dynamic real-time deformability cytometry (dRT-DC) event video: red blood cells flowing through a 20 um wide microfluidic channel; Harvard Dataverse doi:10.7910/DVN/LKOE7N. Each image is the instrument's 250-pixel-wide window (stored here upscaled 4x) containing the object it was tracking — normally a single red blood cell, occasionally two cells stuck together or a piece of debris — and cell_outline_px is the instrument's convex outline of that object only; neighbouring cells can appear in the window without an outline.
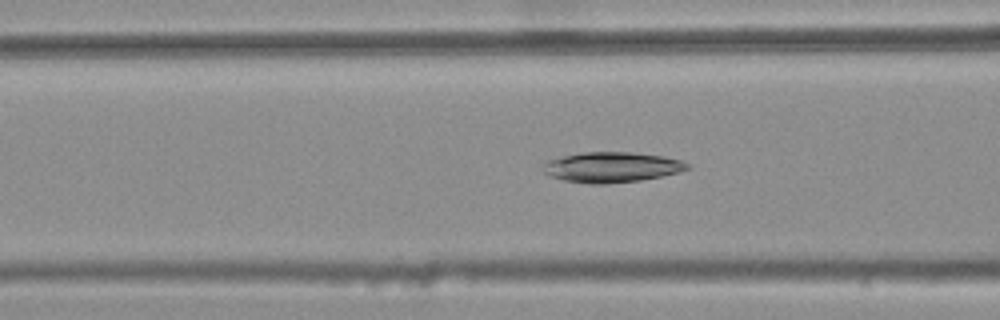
{"species": "common noctule bat (a hibernating species)", "species_latin": "Nyctalus noctula", "temperature_condition": "warm", "stored_images_in_passage": 46, "camera_frame_rate_fps": 3000, "um_per_image_px": 0.085, "animal": {"sex": "female", "body_mass_g": 25.1}, "frame": {"image": 1, "passage_image": 21, "time_ms": 6.667, "image_size_px": [1000, 320], "cell_outline_px": [[692, 168], [680, 172], [640, 180], [604, 184], [592, 184], [564, 180], [548, 176], [544, 172], [544, 164], [548, 160], [564, 156], [584, 152], [632, 152], [664, 156], [680, 160], [688, 164]], "centroid_in_image_um": [52.01, 14.21], "position_along_channel_um": 114.6, "area_um2": 25.37}}
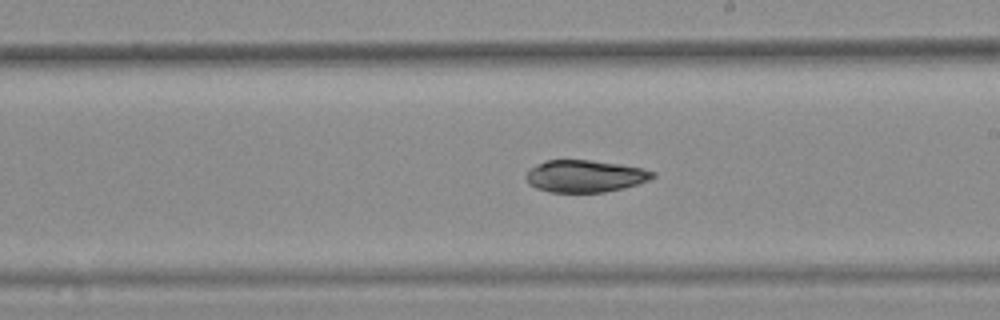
{"frame": {"image": 2, "passage_image": 31, "time_ms": 10.0, "image_size_px": [1000, 320], "cell_outline_px": [[656, 176], [648, 180], [624, 188], [604, 192], [548, 192], [536, 188], [528, 184], [524, 176], [532, 168], [548, 160], [588, 160], [620, 164], [640, 168], [656, 172]], "centroid_in_image_um": [49.72, 14.98], "position_along_channel_um": 239.3, "area_um2": 23.52}}
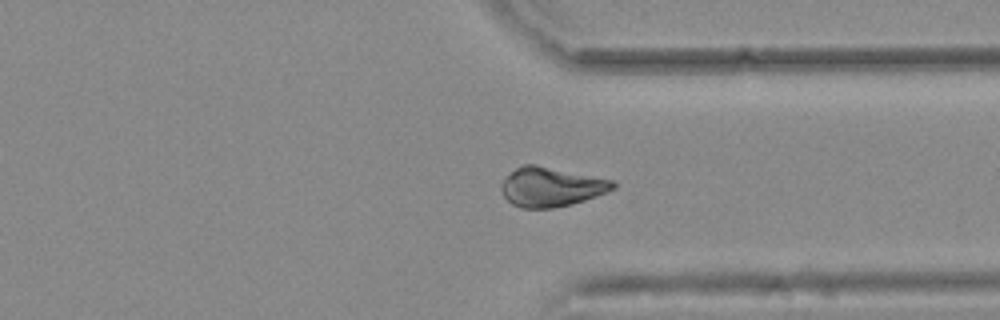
{"frame": {"image": 3, "passage_image": 41, "time_ms": 13.333, "image_size_px": [1000, 320], "cell_outline_px": [[616, 188], [596, 196], [572, 204], [552, 208], [520, 208], [512, 204], [504, 196], [500, 188], [500, 184], [516, 168], [524, 164], [536, 164], [616, 180]], "centroid_in_image_um": [46.87, 15.88], "position_along_channel_um": 364.5, "area_um2": 25.72}, "authors_computed_cell_mechanics": {"area_um2": 25.4898, "velocity_mm_per_s": 3.7453, "shape_relaxation_time_tau1_ms": 7.443, "shape_relaxation_time_tau2_ms": null, "deformation_change_tau1": 0.2116, "deformation_change_tau2": null}}